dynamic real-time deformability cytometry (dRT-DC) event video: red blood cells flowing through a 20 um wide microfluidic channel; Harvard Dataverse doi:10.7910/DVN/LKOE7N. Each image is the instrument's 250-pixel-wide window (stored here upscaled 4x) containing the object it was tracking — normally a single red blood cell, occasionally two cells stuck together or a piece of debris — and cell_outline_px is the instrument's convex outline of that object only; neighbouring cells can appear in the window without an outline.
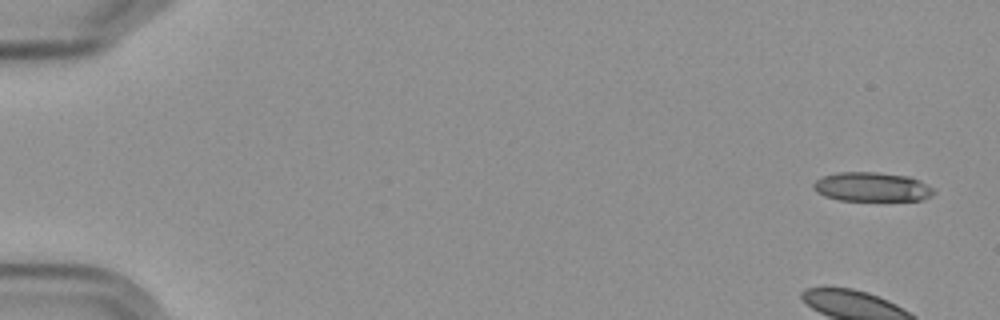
{"species": "Egyptian fruit bat (a non-hibernating species)", "species_latin": "Rousettus aegyptiacus", "temperature_condition": "cold", "stored_images_in_passage": 11, "camera_frame_rate_fps": 3000, "um_per_image_px": 0.085, "frame": {"image": 1, "passage_image": 1, "time_ms": 0.0, "image_size_px": [1000, 320], "cell_outline_px": [[936, 192], [932, 196], [924, 200], [840, 200], [824, 196], [816, 192], [812, 188], [812, 184], [820, 176], [836, 172], [876, 172], [908, 176], [920, 180], [932, 188]], "centroid_in_image_um": [74.09, 15.88], "position_along_channel_um": 10.9, "area_um2": 20.69}}